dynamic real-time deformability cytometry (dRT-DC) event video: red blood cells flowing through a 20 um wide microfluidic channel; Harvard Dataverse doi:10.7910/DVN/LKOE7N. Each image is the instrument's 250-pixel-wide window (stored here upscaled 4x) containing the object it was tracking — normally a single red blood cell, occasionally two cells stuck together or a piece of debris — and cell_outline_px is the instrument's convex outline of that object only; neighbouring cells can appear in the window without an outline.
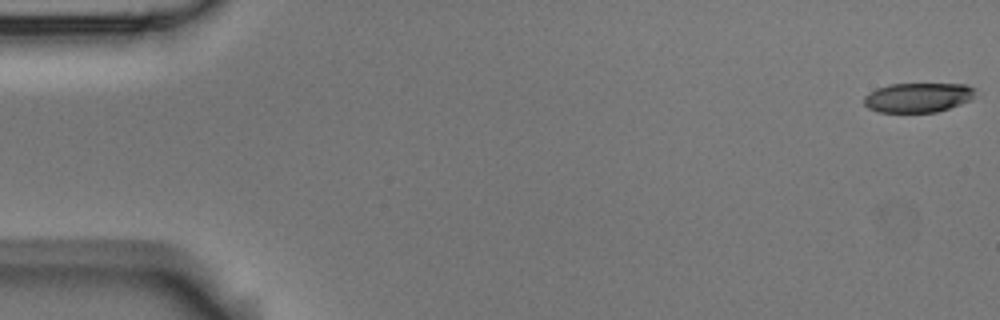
{"species": "Egyptian fruit bat (a non-hibernating species)", "species_latin": "Rousettus aegyptiacus", "temperature_condition": "room temperature", "stored_images_in_passage": 8, "camera_frame_rate_fps": 3000, "um_per_image_px": 0.085, "animal": {"sex": "male"}, "frame": {"image": 1, "passage_image": 1, "time_ms": 0.0, "image_size_px": [1000, 320], "cell_outline_px": [[976, 88], [972, 96], [968, 100], [960, 104], [936, 112], [880, 112], [868, 108], [864, 104], [864, 96], [868, 92], [876, 88], [888, 84], [964, 84]], "centroid_in_image_um": [77.97, 8.28], "position_along_channel_um": 7.0, "area_um2": 19.07}}
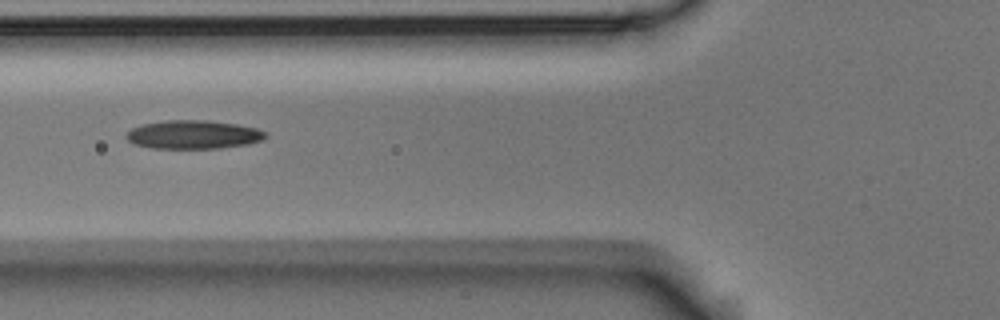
{"frame": {"image": 2, "passage_image": 6, "time_ms": 1.667, "image_size_px": [1000, 320], "cell_outline_px": [[268, 136], [260, 140], [248, 144], [220, 148], [152, 148], [132, 144], [124, 136], [132, 128], [140, 124], [164, 120], [208, 120], [236, 124], [256, 128], [264, 132]], "centroid_in_image_um": [16.38, 11.43], "position_along_channel_um": 109.4, "area_um2": 23.24}}
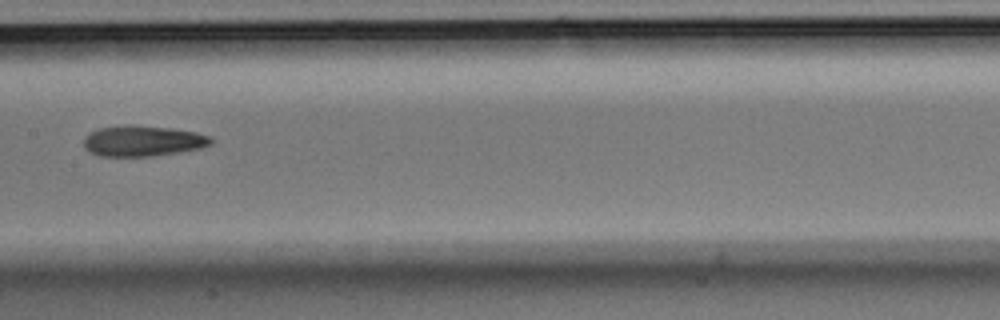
{"frame": {"image": 3, "passage_image": 8, "time_ms": 2.333, "image_size_px": [1000, 320], "cell_outline_px": [[212, 144], [200, 148], [180, 152], [152, 156], [100, 156], [88, 152], [84, 148], [84, 136], [88, 132], [100, 128], [128, 124], [132, 124], [172, 128], [196, 132], [212, 136]], "centroid_in_image_um": [12.12, 11.97], "position_along_channel_um": 195.3, "area_um2": 23.12}}